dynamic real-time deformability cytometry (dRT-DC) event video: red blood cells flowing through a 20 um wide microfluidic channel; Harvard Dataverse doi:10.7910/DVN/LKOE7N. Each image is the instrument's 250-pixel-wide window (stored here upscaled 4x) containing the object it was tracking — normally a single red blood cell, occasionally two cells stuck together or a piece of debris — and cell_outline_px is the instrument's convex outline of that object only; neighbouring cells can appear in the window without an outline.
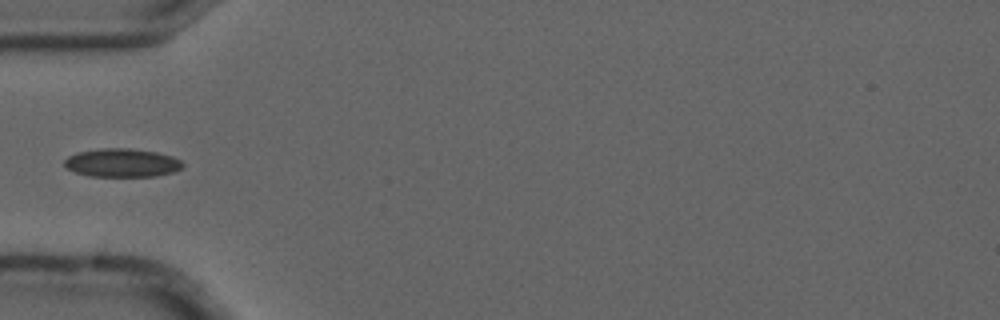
{"species": "common noctule bat (a hibernating species)", "species_latin": "Nyctalus noctula", "temperature_condition": "cold", "stored_images_in_passage": 6, "camera_frame_rate_fps": 3000, "um_per_image_px": 0.085, "animal": {"sex": "male", "forearm_length_mm": 52.5}, "frame": {"image": 1, "passage_image": 5, "time_ms": 1.333, "image_size_px": [1000, 320], "cell_outline_px": [[184, 168], [176, 172], [156, 176], [88, 176], [76, 172], [68, 168], [64, 164], [64, 160], [68, 156], [76, 152], [100, 148], [132, 148], [156, 152], [172, 156], [180, 160], [184, 164]], "centroid_in_image_um": [10.4, 13.83], "position_along_channel_um": 74.6, "area_um2": 19.83}}
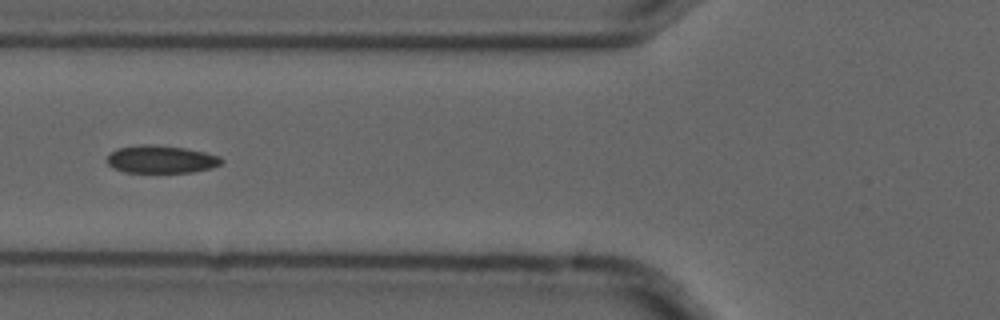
{"frame": {"image": 2, "passage_image": 6, "time_ms": 1.667, "image_size_px": [1000, 320], "cell_outline_px": [[224, 160], [220, 164], [212, 168], [192, 172], [124, 172], [112, 168], [104, 160], [116, 148], [144, 144], [152, 144], [184, 148], [204, 152], [220, 156]], "centroid_in_image_um": [13.67, 13.54], "position_along_channel_um": 112.1, "area_um2": 18.55}}